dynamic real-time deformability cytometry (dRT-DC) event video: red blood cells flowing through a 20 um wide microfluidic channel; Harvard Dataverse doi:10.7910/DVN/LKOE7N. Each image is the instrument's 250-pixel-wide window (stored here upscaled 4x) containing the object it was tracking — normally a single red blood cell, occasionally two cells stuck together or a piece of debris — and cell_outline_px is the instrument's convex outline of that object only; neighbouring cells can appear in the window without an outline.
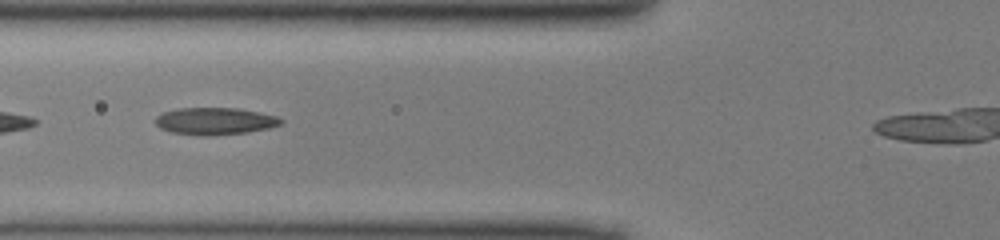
{"species": "common noctule bat (a hibernating species)", "species_latin": "Nyctalus noctula", "temperature_condition": "cold", "stored_images_in_passage": 39, "camera_frame_rate_fps": 3000, "um_per_image_px": 0.085, "animal": {"sex": "male", "body_mass_g": 13.0, "forearm_length_mm": 53.1}, "frame": {"image": 1, "passage_image": 17, "time_ms": 5.333, "image_size_px": [1000, 240], "cell_outline_px": [[284, 120], [280, 124], [268, 128], [248, 132], [208, 136], [200, 136], [172, 132], [160, 128], [156, 124], [156, 116], [164, 112], [176, 108], [240, 108], [260, 112], [276, 116]], "centroid_in_image_um": [18.27, 10.29], "position_along_channel_um": 107.5, "area_um2": 19.88}}
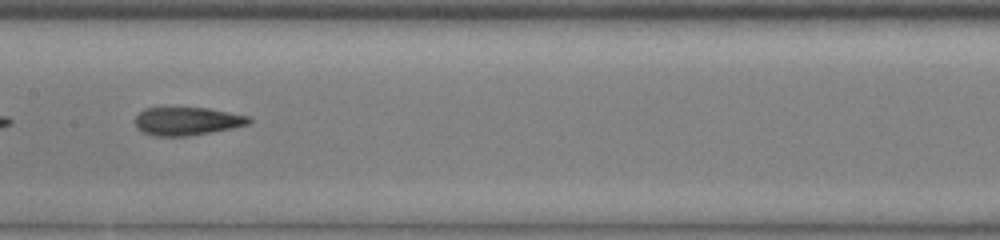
{"frame": {"image": 2, "passage_image": 23, "time_ms": 7.333, "image_size_px": [1000, 240], "cell_outline_px": [[252, 120], [248, 124], [232, 128], [212, 132], [188, 136], [156, 136], [144, 132], [136, 128], [136, 116], [144, 108], [208, 108], [248, 116]], "centroid_in_image_um": [15.9, 10.3], "position_along_channel_um": 191.5, "area_um2": 18.5}}